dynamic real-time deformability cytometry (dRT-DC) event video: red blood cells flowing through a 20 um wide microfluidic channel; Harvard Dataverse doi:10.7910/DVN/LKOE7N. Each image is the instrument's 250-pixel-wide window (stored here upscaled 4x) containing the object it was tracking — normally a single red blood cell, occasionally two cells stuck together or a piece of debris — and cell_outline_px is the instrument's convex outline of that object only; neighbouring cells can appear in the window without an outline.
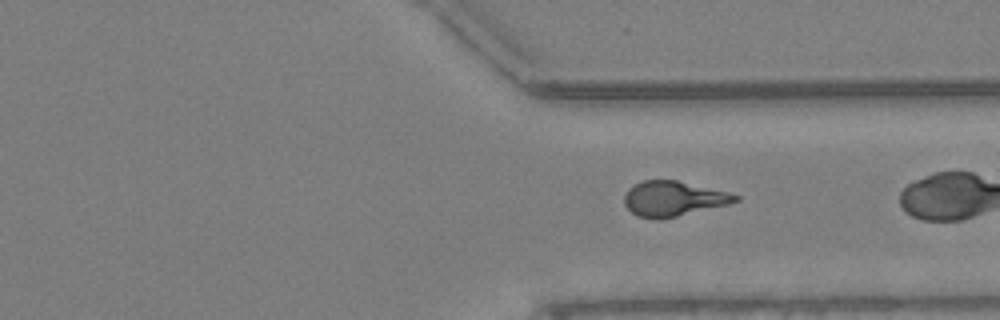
{"species": "Egyptian fruit bat (a non-hibernating species)", "species_latin": "Rousettus aegyptiacus", "temperature_condition": "warm", "stored_images_in_passage": 58, "camera_frame_rate_fps": 3000, "um_per_image_px": 0.085, "animal": {"sex": "female"}, "frame": {"image": 1, "passage_image": 55, "time_ms": 18.0, "image_size_px": [1000, 320], "cell_outline_px": [[740, 200], [728, 204], [660, 220], [656, 220], [640, 216], [632, 212], [624, 204], [624, 196], [628, 188], [644, 180], [676, 180], [728, 192], [740, 196]], "centroid_in_image_um": [57.23, 16.89], "position_along_channel_um": 354.2, "area_um2": 22.48}}